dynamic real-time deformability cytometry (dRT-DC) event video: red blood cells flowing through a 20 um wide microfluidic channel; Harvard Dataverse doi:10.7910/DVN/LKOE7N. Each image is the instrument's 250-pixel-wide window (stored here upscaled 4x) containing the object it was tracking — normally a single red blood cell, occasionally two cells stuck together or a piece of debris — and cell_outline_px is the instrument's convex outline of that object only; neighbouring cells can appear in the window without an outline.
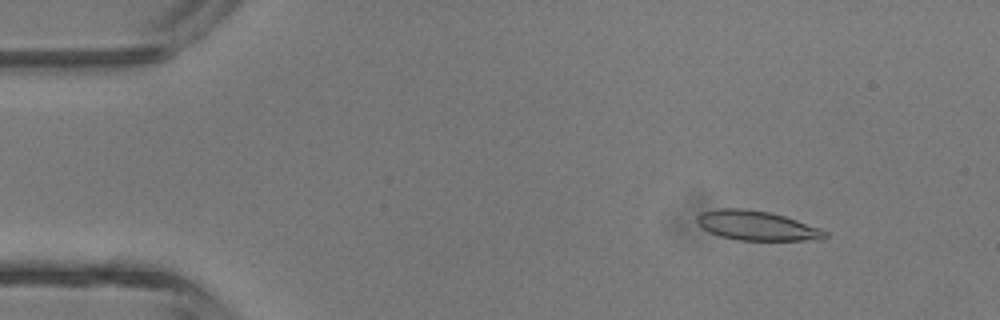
{"species": "common noctule bat (a hibernating species)", "species_latin": "Nyctalus noctula", "temperature_condition": "room temperature", "stored_images_in_passage": 4, "camera_frame_rate_fps": 3000, "um_per_image_px": 0.085, "animal": {"sex": "male", "body_mass_g": 13.3}, "frame": {"image": 1, "passage_image": 2, "time_ms": 1.0, "image_size_px": [1000, 320], "cell_outline_px": [[828, 236], [824, 240], [740, 240], [720, 236], [708, 232], [696, 220], [696, 216], [700, 212], [716, 208], [744, 208], [772, 212], [820, 228], [828, 232]], "centroid_in_image_um": [64.34, 19.17], "position_along_channel_um": 20.7, "area_um2": 22.2}}
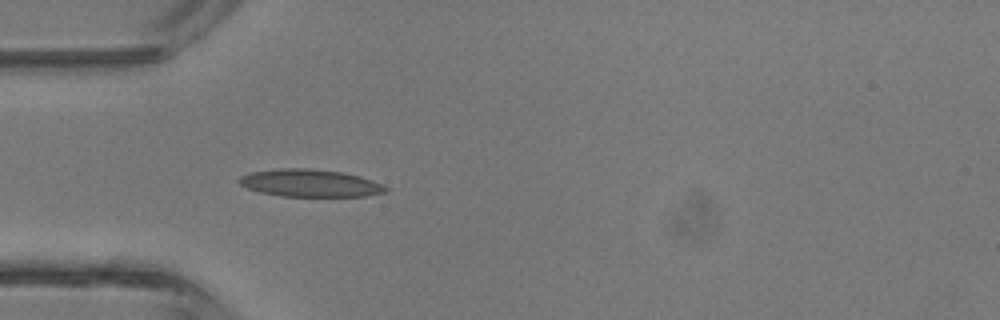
{"frame": {"image": 2, "passage_image": 4, "time_ms": 3.667, "image_size_px": [1000, 320], "cell_outline_px": [[388, 192], [364, 196], [280, 196], [260, 192], [248, 188], [240, 184], [236, 180], [240, 176], [252, 172], [280, 168], [308, 168], [344, 172], [360, 176], [384, 184], [388, 188]], "centroid_in_image_um": [26.38, 15.56], "position_along_channel_um": 58.6, "area_um2": 23.58}}